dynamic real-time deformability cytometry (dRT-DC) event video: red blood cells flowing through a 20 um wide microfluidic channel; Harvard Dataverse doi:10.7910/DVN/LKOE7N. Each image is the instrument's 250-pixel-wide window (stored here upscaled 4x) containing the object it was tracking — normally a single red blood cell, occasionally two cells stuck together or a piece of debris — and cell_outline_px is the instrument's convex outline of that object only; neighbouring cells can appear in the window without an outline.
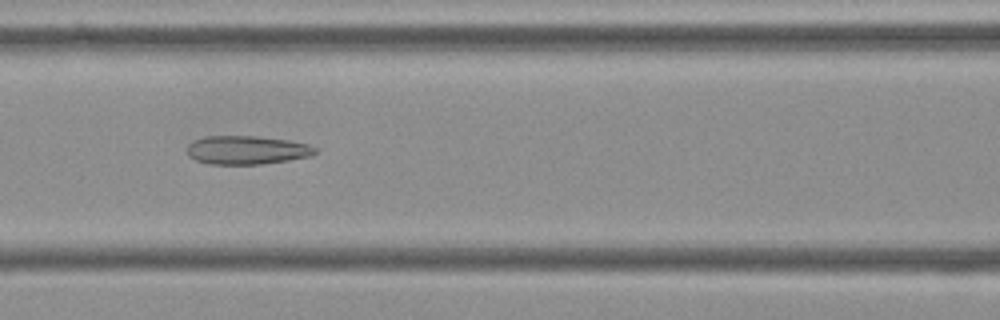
{"species": "Egyptian fruit bat (a non-hibernating species)", "species_latin": "Rousettus aegyptiacus", "temperature_condition": "cold", "stored_images_in_passage": 51, "camera_frame_rate_fps": 3000, "um_per_image_px": 0.085, "frame": {"image": 1, "passage_image": 19, "time_ms": 6.0, "image_size_px": [1000, 320], "cell_outline_px": [[316, 152], [312, 156], [288, 160], [260, 164], [208, 164], [196, 160], [188, 156], [188, 144], [192, 140], [204, 136], [260, 136], [288, 140], [308, 144], [316, 148]], "centroid_in_image_um": [20.96, 12.75], "position_along_channel_um": 145.6, "area_um2": 21.44}}
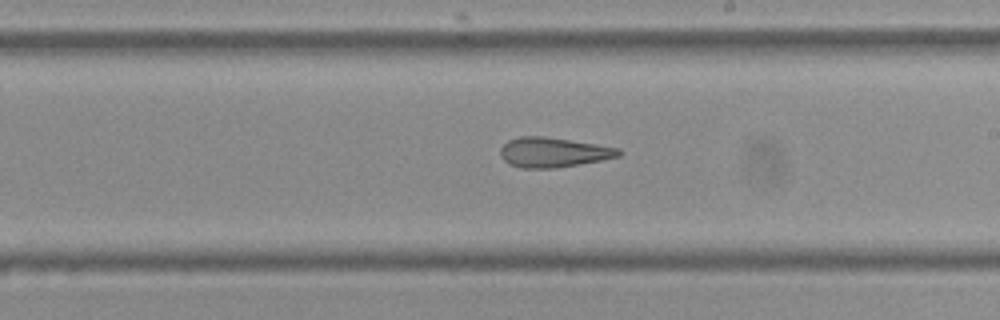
{"frame": {"image": 2, "passage_image": 27, "time_ms": 8.667, "image_size_px": [1000, 320], "cell_outline_px": [[624, 152], [620, 156], [600, 160], [556, 168], [520, 168], [508, 164], [500, 156], [500, 148], [508, 140], [520, 136], [544, 136], [596, 144], [620, 148]], "centroid_in_image_um": [47.02, 12.95], "position_along_channel_um": 242.0, "area_um2": 20.63}}
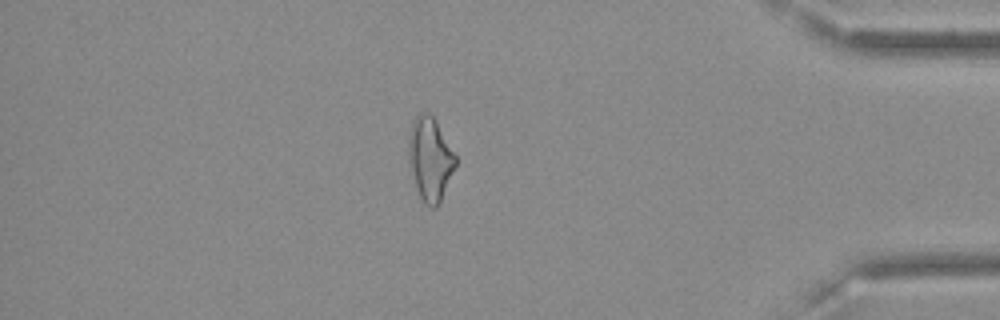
{"frame": {"image": 3, "passage_image": 43, "time_ms": 14.0, "image_size_px": [1000, 320], "cell_outline_px": [[456, 164], [440, 204], [436, 208], [428, 208], [424, 204], [416, 188], [408, 160], [408, 136], [412, 124], [416, 116], [420, 112], [428, 112], [436, 120], [456, 156]], "centroid_in_image_um": [36.55, 13.53], "position_along_channel_um": 398.7, "area_um2": 22.95}, "authors_computed_cell_mechanics": {"area_um2": 22.4264, "velocity_mm_per_s": 3.6178, "shape_relaxation_time_tau1_ms": null, "shape_relaxation_time_tau2_ms": 3.2021, "deformation_change_tau1": null, "deformation_change_tau2": 0.1395}}